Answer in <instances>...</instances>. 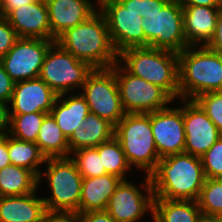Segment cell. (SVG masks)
I'll use <instances>...</instances> for the list:
<instances>
[{
  "mask_svg": "<svg viewBox=\"0 0 222 222\" xmlns=\"http://www.w3.org/2000/svg\"><path fill=\"white\" fill-rule=\"evenodd\" d=\"M149 177L154 198L193 201L206 179L201 158L187 153L161 158Z\"/></svg>",
  "mask_w": 222,
  "mask_h": 222,
  "instance_id": "6da1fadb",
  "label": "cell"
},
{
  "mask_svg": "<svg viewBox=\"0 0 222 222\" xmlns=\"http://www.w3.org/2000/svg\"><path fill=\"white\" fill-rule=\"evenodd\" d=\"M56 42L93 69H108L118 61L105 16L95 11L85 21L67 29Z\"/></svg>",
  "mask_w": 222,
  "mask_h": 222,
  "instance_id": "7a4b0ae2",
  "label": "cell"
},
{
  "mask_svg": "<svg viewBox=\"0 0 222 222\" xmlns=\"http://www.w3.org/2000/svg\"><path fill=\"white\" fill-rule=\"evenodd\" d=\"M118 61L129 73L162 88L173 100L180 98L177 52L150 47L128 48L118 54Z\"/></svg>",
  "mask_w": 222,
  "mask_h": 222,
  "instance_id": "3957f363",
  "label": "cell"
},
{
  "mask_svg": "<svg viewBox=\"0 0 222 222\" xmlns=\"http://www.w3.org/2000/svg\"><path fill=\"white\" fill-rule=\"evenodd\" d=\"M178 59L180 99L194 100L200 94L222 91L221 54L206 45L189 46L178 53Z\"/></svg>",
  "mask_w": 222,
  "mask_h": 222,
  "instance_id": "277c9868",
  "label": "cell"
},
{
  "mask_svg": "<svg viewBox=\"0 0 222 222\" xmlns=\"http://www.w3.org/2000/svg\"><path fill=\"white\" fill-rule=\"evenodd\" d=\"M114 137L119 141L128 164L149 175L161 159L151 129L150 113H125L115 125Z\"/></svg>",
  "mask_w": 222,
  "mask_h": 222,
  "instance_id": "5b68a950",
  "label": "cell"
},
{
  "mask_svg": "<svg viewBox=\"0 0 222 222\" xmlns=\"http://www.w3.org/2000/svg\"><path fill=\"white\" fill-rule=\"evenodd\" d=\"M43 174L51 189L50 197H42L46 211L79 214L83 178L71 157L47 158Z\"/></svg>",
  "mask_w": 222,
  "mask_h": 222,
  "instance_id": "8992f818",
  "label": "cell"
},
{
  "mask_svg": "<svg viewBox=\"0 0 222 222\" xmlns=\"http://www.w3.org/2000/svg\"><path fill=\"white\" fill-rule=\"evenodd\" d=\"M92 71L87 62L75 58L55 41L46 53L39 78L61 95L82 88Z\"/></svg>",
  "mask_w": 222,
  "mask_h": 222,
  "instance_id": "52a82bcc",
  "label": "cell"
},
{
  "mask_svg": "<svg viewBox=\"0 0 222 222\" xmlns=\"http://www.w3.org/2000/svg\"><path fill=\"white\" fill-rule=\"evenodd\" d=\"M145 47L182 52L189 47L183 30V6L180 0H170L161 11L146 16L141 24Z\"/></svg>",
  "mask_w": 222,
  "mask_h": 222,
  "instance_id": "ba28073f",
  "label": "cell"
},
{
  "mask_svg": "<svg viewBox=\"0 0 222 222\" xmlns=\"http://www.w3.org/2000/svg\"><path fill=\"white\" fill-rule=\"evenodd\" d=\"M81 89L90 113L108 120L114 126L124 117L115 64L108 69H93Z\"/></svg>",
  "mask_w": 222,
  "mask_h": 222,
  "instance_id": "9c48e42d",
  "label": "cell"
},
{
  "mask_svg": "<svg viewBox=\"0 0 222 222\" xmlns=\"http://www.w3.org/2000/svg\"><path fill=\"white\" fill-rule=\"evenodd\" d=\"M115 75L125 113L148 114L168 107L173 99L160 87L129 73L119 61Z\"/></svg>",
  "mask_w": 222,
  "mask_h": 222,
  "instance_id": "30bf717a",
  "label": "cell"
},
{
  "mask_svg": "<svg viewBox=\"0 0 222 222\" xmlns=\"http://www.w3.org/2000/svg\"><path fill=\"white\" fill-rule=\"evenodd\" d=\"M96 6L105 16L111 41L118 54L128 48L145 47L140 13L126 9L119 0H104Z\"/></svg>",
  "mask_w": 222,
  "mask_h": 222,
  "instance_id": "8fae6325",
  "label": "cell"
},
{
  "mask_svg": "<svg viewBox=\"0 0 222 222\" xmlns=\"http://www.w3.org/2000/svg\"><path fill=\"white\" fill-rule=\"evenodd\" d=\"M54 40L19 38L0 60L16 83L39 77L44 58Z\"/></svg>",
  "mask_w": 222,
  "mask_h": 222,
  "instance_id": "7c38bea8",
  "label": "cell"
},
{
  "mask_svg": "<svg viewBox=\"0 0 222 222\" xmlns=\"http://www.w3.org/2000/svg\"><path fill=\"white\" fill-rule=\"evenodd\" d=\"M144 183H141L142 189L128 180H122L117 186L106 208L115 222H137L148 211L153 215L154 193L149 175L145 176Z\"/></svg>",
  "mask_w": 222,
  "mask_h": 222,
  "instance_id": "4fadbf2b",
  "label": "cell"
},
{
  "mask_svg": "<svg viewBox=\"0 0 222 222\" xmlns=\"http://www.w3.org/2000/svg\"><path fill=\"white\" fill-rule=\"evenodd\" d=\"M183 101L184 153L201 157L222 135L195 100Z\"/></svg>",
  "mask_w": 222,
  "mask_h": 222,
  "instance_id": "5bb4252c",
  "label": "cell"
},
{
  "mask_svg": "<svg viewBox=\"0 0 222 222\" xmlns=\"http://www.w3.org/2000/svg\"><path fill=\"white\" fill-rule=\"evenodd\" d=\"M151 129L160 158L184 153L183 106L166 107L150 113Z\"/></svg>",
  "mask_w": 222,
  "mask_h": 222,
  "instance_id": "9a60e30c",
  "label": "cell"
},
{
  "mask_svg": "<svg viewBox=\"0 0 222 222\" xmlns=\"http://www.w3.org/2000/svg\"><path fill=\"white\" fill-rule=\"evenodd\" d=\"M57 94L39 77L15 83L8 114H50ZM12 109V110H11Z\"/></svg>",
  "mask_w": 222,
  "mask_h": 222,
  "instance_id": "2e32d148",
  "label": "cell"
},
{
  "mask_svg": "<svg viewBox=\"0 0 222 222\" xmlns=\"http://www.w3.org/2000/svg\"><path fill=\"white\" fill-rule=\"evenodd\" d=\"M5 18L19 38L51 40L48 8L45 0H36L11 10Z\"/></svg>",
  "mask_w": 222,
  "mask_h": 222,
  "instance_id": "e0dca14e",
  "label": "cell"
},
{
  "mask_svg": "<svg viewBox=\"0 0 222 222\" xmlns=\"http://www.w3.org/2000/svg\"><path fill=\"white\" fill-rule=\"evenodd\" d=\"M48 8L51 40L56 39L67 29L85 21L97 9L89 0H45Z\"/></svg>",
  "mask_w": 222,
  "mask_h": 222,
  "instance_id": "ac0fdd59",
  "label": "cell"
},
{
  "mask_svg": "<svg viewBox=\"0 0 222 222\" xmlns=\"http://www.w3.org/2000/svg\"><path fill=\"white\" fill-rule=\"evenodd\" d=\"M220 8L183 6V30L189 46H204L210 42L215 33Z\"/></svg>",
  "mask_w": 222,
  "mask_h": 222,
  "instance_id": "d6986e66",
  "label": "cell"
},
{
  "mask_svg": "<svg viewBox=\"0 0 222 222\" xmlns=\"http://www.w3.org/2000/svg\"><path fill=\"white\" fill-rule=\"evenodd\" d=\"M35 194L0 197V222H42L46 208Z\"/></svg>",
  "mask_w": 222,
  "mask_h": 222,
  "instance_id": "ffe728a7",
  "label": "cell"
},
{
  "mask_svg": "<svg viewBox=\"0 0 222 222\" xmlns=\"http://www.w3.org/2000/svg\"><path fill=\"white\" fill-rule=\"evenodd\" d=\"M122 179L112 174L83 178L79 213L105 211Z\"/></svg>",
  "mask_w": 222,
  "mask_h": 222,
  "instance_id": "44dd1931",
  "label": "cell"
},
{
  "mask_svg": "<svg viewBox=\"0 0 222 222\" xmlns=\"http://www.w3.org/2000/svg\"><path fill=\"white\" fill-rule=\"evenodd\" d=\"M65 95L67 94L57 96L50 114L68 139L74 131H78L90 110L81 93H74L68 97Z\"/></svg>",
  "mask_w": 222,
  "mask_h": 222,
  "instance_id": "7402d4cb",
  "label": "cell"
},
{
  "mask_svg": "<svg viewBox=\"0 0 222 222\" xmlns=\"http://www.w3.org/2000/svg\"><path fill=\"white\" fill-rule=\"evenodd\" d=\"M115 126L108 120L89 113L78 131L68 138L70 154L81 148L97 147L114 137Z\"/></svg>",
  "mask_w": 222,
  "mask_h": 222,
  "instance_id": "603a6c76",
  "label": "cell"
},
{
  "mask_svg": "<svg viewBox=\"0 0 222 222\" xmlns=\"http://www.w3.org/2000/svg\"><path fill=\"white\" fill-rule=\"evenodd\" d=\"M197 201L154 198V222H197L200 214Z\"/></svg>",
  "mask_w": 222,
  "mask_h": 222,
  "instance_id": "cb8c5ba5",
  "label": "cell"
},
{
  "mask_svg": "<svg viewBox=\"0 0 222 222\" xmlns=\"http://www.w3.org/2000/svg\"><path fill=\"white\" fill-rule=\"evenodd\" d=\"M39 177L27 168L15 165L0 169V197L37 192Z\"/></svg>",
  "mask_w": 222,
  "mask_h": 222,
  "instance_id": "d4e9b609",
  "label": "cell"
},
{
  "mask_svg": "<svg viewBox=\"0 0 222 222\" xmlns=\"http://www.w3.org/2000/svg\"><path fill=\"white\" fill-rule=\"evenodd\" d=\"M36 144L46 158L69 157L70 155L68 139L51 114L44 118Z\"/></svg>",
  "mask_w": 222,
  "mask_h": 222,
  "instance_id": "484cf974",
  "label": "cell"
},
{
  "mask_svg": "<svg viewBox=\"0 0 222 222\" xmlns=\"http://www.w3.org/2000/svg\"><path fill=\"white\" fill-rule=\"evenodd\" d=\"M8 154L12 165L27 168L39 177H43L39 166L46 162L45 155L34 142L23 141L8 134Z\"/></svg>",
  "mask_w": 222,
  "mask_h": 222,
  "instance_id": "4316f807",
  "label": "cell"
},
{
  "mask_svg": "<svg viewBox=\"0 0 222 222\" xmlns=\"http://www.w3.org/2000/svg\"><path fill=\"white\" fill-rule=\"evenodd\" d=\"M47 115L46 112L8 114L7 133L17 139L36 143L38 132Z\"/></svg>",
  "mask_w": 222,
  "mask_h": 222,
  "instance_id": "83f0119b",
  "label": "cell"
},
{
  "mask_svg": "<svg viewBox=\"0 0 222 222\" xmlns=\"http://www.w3.org/2000/svg\"><path fill=\"white\" fill-rule=\"evenodd\" d=\"M95 148L98 150L102 168H105L106 173L118 176L122 180H127V177L125 179L126 172L132 168L128 164L119 141L113 137Z\"/></svg>",
  "mask_w": 222,
  "mask_h": 222,
  "instance_id": "f1b7e54d",
  "label": "cell"
},
{
  "mask_svg": "<svg viewBox=\"0 0 222 222\" xmlns=\"http://www.w3.org/2000/svg\"><path fill=\"white\" fill-rule=\"evenodd\" d=\"M197 203L203 214L222 216V178H206Z\"/></svg>",
  "mask_w": 222,
  "mask_h": 222,
  "instance_id": "f546056e",
  "label": "cell"
},
{
  "mask_svg": "<svg viewBox=\"0 0 222 222\" xmlns=\"http://www.w3.org/2000/svg\"><path fill=\"white\" fill-rule=\"evenodd\" d=\"M71 154V158L77 166L78 172L82 178L97 177L107 174L105 168H102V162L95 147L81 148Z\"/></svg>",
  "mask_w": 222,
  "mask_h": 222,
  "instance_id": "4dcf8cb0",
  "label": "cell"
},
{
  "mask_svg": "<svg viewBox=\"0 0 222 222\" xmlns=\"http://www.w3.org/2000/svg\"><path fill=\"white\" fill-rule=\"evenodd\" d=\"M222 134V91L200 94L194 99Z\"/></svg>",
  "mask_w": 222,
  "mask_h": 222,
  "instance_id": "1f68e13d",
  "label": "cell"
},
{
  "mask_svg": "<svg viewBox=\"0 0 222 222\" xmlns=\"http://www.w3.org/2000/svg\"><path fill=\"white\" fill-rule=\"evenodd\" d=\"M200 158L206 178H222V135Z\"/></svg>",
  "mask_w": 222,
  "mask_h": 222,
  "instance_id": "d6a6232c",
  "label": "cell"
},
{
  "mask_svg": "<svg viewBox=\"0 0 222 222\" xmlns=\"http://www.w3.org/2000/svg\"><path fill=\"white\" fill-rule=\"evenodd\" d=\"M128 10H134L141 14L144 19L146 16L153 15L161 11L170 0H119Z\"/></svg>",
  "mask_w": 222,
  "mask_h": 222,
  "instance_id": "836d02e7",
  "label": "cell"
},
{
  "mask_svg": "<svg viewBox=\"0 0 222 222\" xmlns=\"http://www.w3.org/2000/svg\"><path fill=\"white\" fill-rule=\"evenodd\" d=\"M19 39L15 29L7 19L0 16V60L7 54Z\"/></svg>",
  "mask_w": 222,
  "mask_h": 222,
  "instance_id": "e575fe53",
  "label": "cell"
},
{
  "mask_svg": "<svg viewBox=\"0 0 222 222\" xmlns=\"http://www.w3.org/2000/svg\"><path fill=\"white\" fill-rule=\"evenodd\" d=\"M15 82L5 71L4 66L0 62V100L8 104L13 95Z\"/></svg>",
  "mask_w": 222,
  "mask_h": 222,
  "instance_id": "d590c367",
  "label": "cell"
},
{
  "mask_svg": "<svg viewBox=\"0 0 222 222\" xmlns=\"http://www.w3.org/2000/svg\"><path fill=\"white\" fill-rule=\"evenodd\" d=\"M42 222H78V213L46 211Z\"/></svg>",
  "mask_w": 222,
  "mask_h": 222,
  "instance_id": "8d00e7d4",
  "label": "cell"
},
{
  "mask_svg": "<svg viewBox=\"0 0 222 222\" xmlns=\"http://www.w3.org/2000/svg\"><path fill=\"white\" fill-rule=\"evenodd\" d=\"M78 222H115V220L105 210L79 213Z\"/></svg>",
  "mask_w": 222,
  "mask_h": 222,
  "instance_id": "74e56055",
  "label": "cell"
},
{
  "mask_svg": "<svg viewBox=\"0 0 222 222\" xmlns=\"http://www.w3.org/2000/svg\"><path fill=\"white\" fill-rule=\"evenodd\" d=\"M206 46L222 55V7L219 10L214 36Z\"/></svg>",
  "mask_w": 222,
  "mask_h": 222,
  "instance_id": "f35d334b",
  "label": "cell"
},
{
  "mask_svg": "<svg viewBox=\"0 0 222 222\" xmlns=\"http://www.w3.org/2000/svg\"><path fill=\"white\" fill-rule=\"evenodd\" d=\"M35 1L36 0H1L0 16L5 17L11 10Z\"/></svg>",
  "mask_w": 222,
  "mask_h": 222,
  "instance_id": "ab89813d",
  "label": "cell"
},
{
  "mask_svg": "<svg viewBox=\"0 0 222 222\" xmlns=\"http://www.w3.org/2000/svg\"><path fill=\"white\" fill-rule=\"evenodd\" d=\"M8 154V133L0 135V169L10 165Z\"/></svg>",
  "mask_w": 222,
  "mask_h": 222,
  "instance_id": "60d3db41",
  "label": "cell"
},
{
  "mask_svg": "<svg viewBox=\"0 0 222 222\" xmlns=\"http://www.w3.org/2000/svg\"><path fill=\"white\" fill-rule=\"evenodd\" d=\"M8 104L0 100V135L8 131Z\"/></svg>",
  "mask_w": 222,
  "mask_h": 222,
  "instance_id": "b9f144b4",
  "label": "cell"
},
{
  "mask_svg": "<svg viewBox=\"0 0 222 222\" xmlns=\"http://www.w3.org/2000/svg\"><path fill=\"white\" fill-rule=\"evenodd\" d=\"M182 6L222 7L220 0H180Z\"/></svg>",
  "mask_w": 222,
  "mask_h": 222,
  "instance_id": "7bdbcfd3",
  "label": "cell"
},
{
  "mask_svg": "<svg viewBox=\"0 0 222 222\" xmlns=\"http://www.w3.org/2000/svg\"><path fill=\"white\" fill-rule=\"evenodd\" d=\"M197 222H222V216L207 215L201 213Z\"/></svg>",
  "mask_w": 222,
  "mask_h": 222,
  "instance_id": "ee69618b",
  "label": "cell"
},
{
  "mask_svg": "<svg viewBox=\"0 0 222 222\" xmlns=\"http://www.w3.org/2000/svg\"><path fill=\"white\" fill-rule=\"evenodd\" d=\"M104 0H97V5L99 4V3H101V2H103Z\"/></svg>",
  "mask_w": 222,
  "mask_h": 222,
  "instance_id": "f6af8a7d",
  "label": "cell"
}]
</instances>
